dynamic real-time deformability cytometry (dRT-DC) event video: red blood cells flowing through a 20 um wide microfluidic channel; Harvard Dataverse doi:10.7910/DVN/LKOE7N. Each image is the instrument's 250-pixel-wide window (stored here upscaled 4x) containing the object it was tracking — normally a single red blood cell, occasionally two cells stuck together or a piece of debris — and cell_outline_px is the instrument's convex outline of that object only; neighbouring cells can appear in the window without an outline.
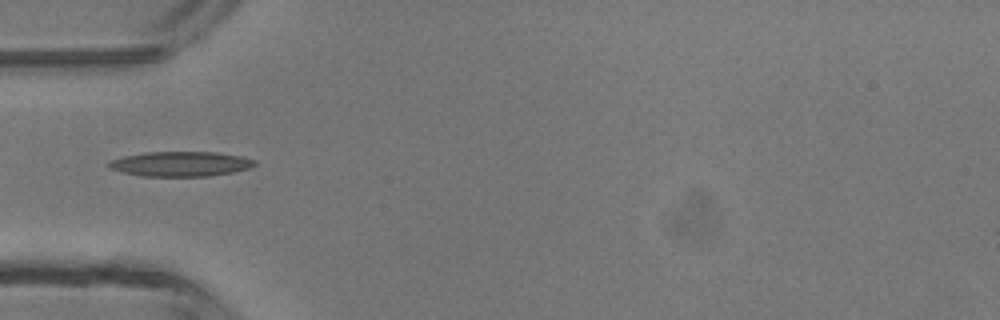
{"species": "common noctule bat (a hibernating species)", "species_latin": "Nyctalus noctula", "temperature_condition": "room temperature", "stored_images_in_passage": 31, "camera_frame_rate_fps": 3000, "um_per_image_px": 0.085, "animal": {"sex": "male", "body_mass_g": 13.3}, "frame": {"image": 1, "passage_image": 1, "time_ms": 0.0, "image_size_px": [1000, 320], "cell_outline_px": [[256, 164], [248, 168], [232, 172], [208, 176], [140, 176], [120, 172], [108, 168], [104, 164], [112, 160], [124, 156], [144, 152], [216, 152], [240, 156], [256, 160]], "centroid_in_image_um": [15.28, 13.93], "position_along_channel_um": 69.7, "area_um2": 21.21}}
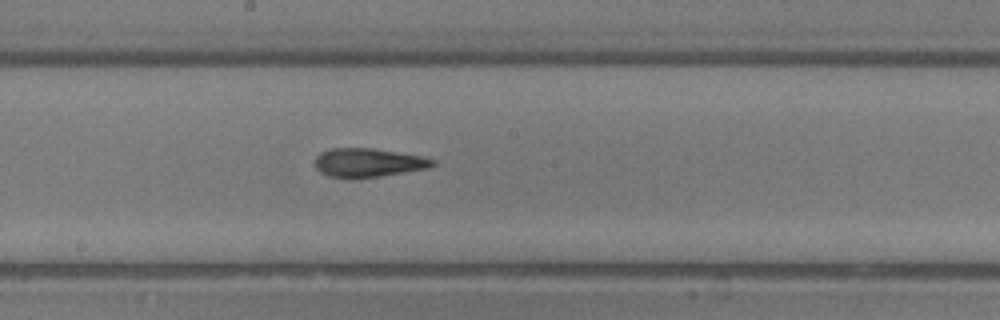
{"frame": {"image": 2, "passage_image": 11, "time_ms": 3.333, "image_size_px": [1000, 320], "cell_outline_px": [[436, 164], [428, 168], [380, 176], [328, 176], [320, 172], [316, 168], [316, 156], [320, 152], [328, 148], [372, 148], [424, 156], [436, 160]], "centroid_in_image_um": [31.33, 13.79], "position_along_channel_um": 216.9, "area_um2": 19.36}}
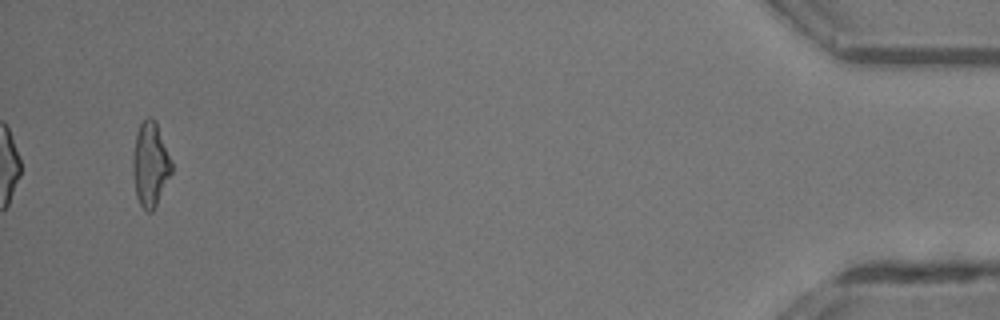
{"frame": {"image": 3, "passage_image": 31, "time_ms": 10.0, "image_size_px": [1000, 320], "cell_outline_px": [[172, 172], [152, 212], [148, 212], [140, 204], [136, 196], [132, 172], [132, 156], [136, 132], [140, 124], [148, 116], [152, 116], [156, 120], [172, 160]], "centroid_in_image_um": [12.77, 13.92], "position_along_channel_um": 422.4, "area_um2": 19.25}, "authors_computed_cell_mechanics": {"area_um2": 19.363, "velocity_mm_per_s": 4.3818, "shape_relaxation_time_tau1_ms": 11.1443, "shape_relaxation_time_tau2_ms": 2.0781, "deformation_change_tau1": 0.3141, "deformation_change_tau2": 0.12}}